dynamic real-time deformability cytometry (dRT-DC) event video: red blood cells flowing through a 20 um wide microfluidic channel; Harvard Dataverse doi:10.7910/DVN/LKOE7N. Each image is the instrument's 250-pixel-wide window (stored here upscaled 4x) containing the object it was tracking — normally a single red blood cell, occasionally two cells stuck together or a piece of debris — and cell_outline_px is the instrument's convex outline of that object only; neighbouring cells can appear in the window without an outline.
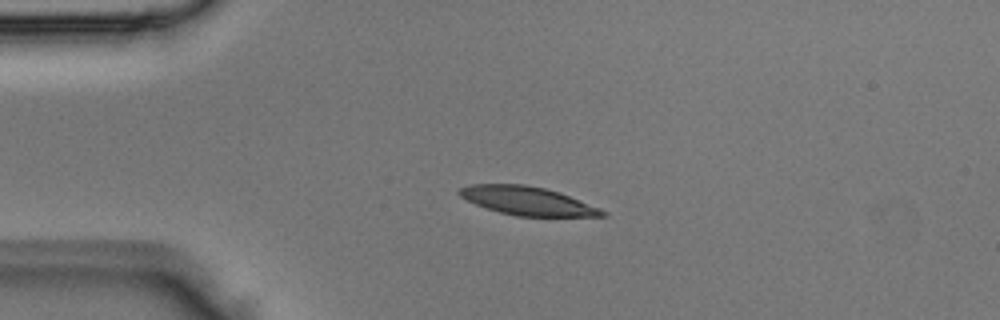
{"species": "Egyptian fruit bat (a non-hibernating species)", "species_latin": "Rousettus aegyptiacus", "temperature_condition": "room temperature", "stored_images_in_passage": 2, "camera_frame_rate_fps": 3000, "um_per_image_px": 0.085, "animal": {"sex": "male"}, "frame": {"image": 1, "passage_image": 1, "time_ms": 0.0, "image_size_px": [1000, 320], "cell_outline_px": [[608, 216], [516, 216], [500, 212], [476, 204], [460, 196], [456, 192], [460, 188], [468, 184], [524, 184], [544, 188], [560, 192], [600, 208], [608, 212]], "centroid_in_image_um": [44.85, 17.07], "position_along_channel_um": 40.2, "area_um2": 23.64}}